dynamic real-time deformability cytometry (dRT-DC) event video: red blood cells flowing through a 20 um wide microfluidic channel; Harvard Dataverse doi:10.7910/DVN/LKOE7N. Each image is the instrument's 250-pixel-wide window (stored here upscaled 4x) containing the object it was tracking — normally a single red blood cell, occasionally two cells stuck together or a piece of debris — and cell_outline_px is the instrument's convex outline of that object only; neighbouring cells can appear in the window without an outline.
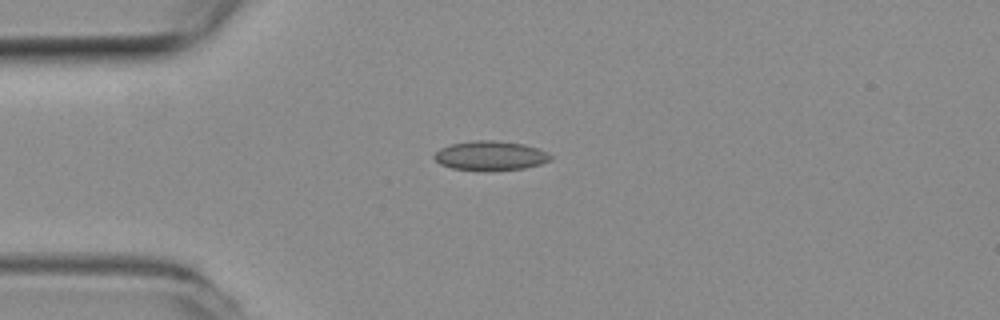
{"species": "common noctule bat (a hibernating species)", "species_latin": "Nyctalus noctula", "temperature_condition": "room temperature", "stored_images_in_passage": 43, "camera_frame_rate_fps": 3000, "um_per_image_px": 0.085, "animal": {"sex": "female", "body_mass_g": 19.3, "forearm_length_mm": 54.1}, "frame": {"image": 1, "passage_image": 1, "time_ms": 0.0, "image_size_px": [1000, 320], "cell_outline_px": [[552, 160], [540, 164], [524, 168], [488, 172], [484, 172], [452, 168], [440, 164], [432, 156], [440, 148], [452, 144], [472, 140], [492, 140], [524, 144], [548, 152], [552, 156]], "centroid_in_image_um": [41.68, 13.25], "position_along_channel_um": 43.3, "area_um2": 20.23}}
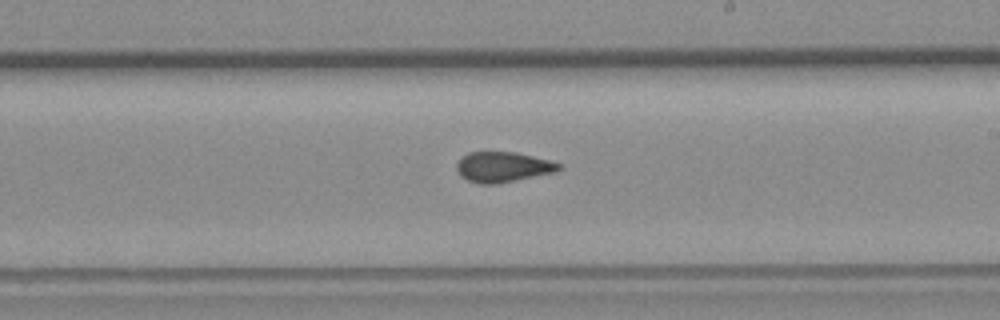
{"frame": {"image": 2, "passage_image": 19, "time_ms": 6.0, "image_size_px": [1000, 320], "cell_outline_px": [[564, 168], [556, 172], [496, 184], [480, 184], [468, 180], [460, 176], [456, 168], [456, 164], [468, 152], [516, 152], [552, 160], [560, 164]], "centroid_in_image_um": [42.79, 14.19], "position_along_channel_um": 246.2, "area_um2": 18.15}}
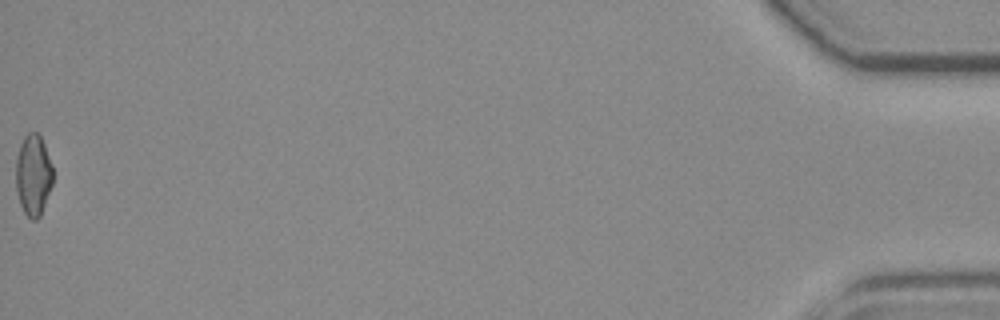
{"frame": {"image": 3, "passage_image": 43, "time_ms": 14.0, "image_size_px": [1000, 320], "cell_outline_px": [[52, 184], [40, 216], [36, 220], [32, 220], [24, 212], [20, 204], [16, 192], [16, 156], [20, 144], [24, 136], [28, 132], [36, 132], [40, 136], [44, 144], [52, 164]], "centroid_in_image_um": [2.81, 14.87], "position_along_channel_um": 432.4, "area_um2": 17.51}, "authors_computed_cell_mechanics": {"area_um2": 18.207, "velocity_mm_per_s": 3.6936, "shape_relaxation_time_tau1_ms": 10.9326, "shape_relaxation_time_tau2_ms": 1.332, "deformation_change_tau1": 0.1647, "deformation_change_tau2": 0.0747}}